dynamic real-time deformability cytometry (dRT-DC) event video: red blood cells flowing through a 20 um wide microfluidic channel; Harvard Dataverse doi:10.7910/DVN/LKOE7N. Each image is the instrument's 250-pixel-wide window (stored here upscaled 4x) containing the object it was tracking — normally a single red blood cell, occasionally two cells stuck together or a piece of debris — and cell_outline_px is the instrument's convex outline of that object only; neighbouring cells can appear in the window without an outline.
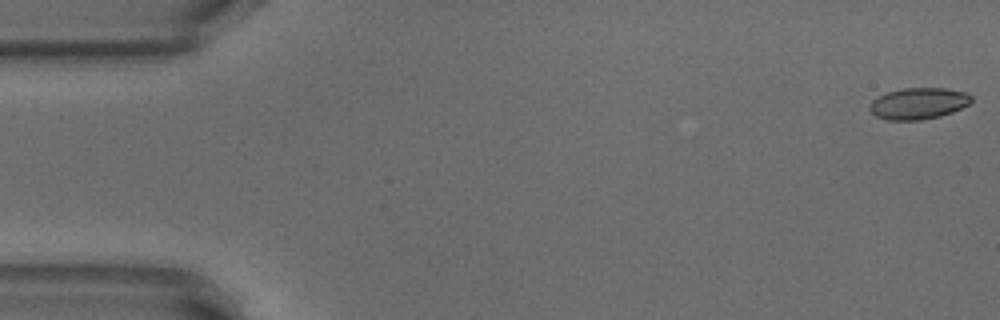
{"species": "common noctule bat (a hibernating species)", "species_latin": "Nyctalus noctula", "temperature_condition": "warm", "stored_images_in_passage": 52, "camera_frame_rate_fps": 3000, "um_per_image_px": 0.085, "animal": {"sex": "male", "body_mass_g": 18.8}, "frame": {"image": 1, "passage_image": 1, "time_ms": 0.0, "image_size_px": [1000, 320], "cell_outline_px": [[972, 100], [968, 104], [952, 112], [940, 116], [920, 120], [884, 120], [876, 116], [868, 108], [868, 104], [872, 100], [888, 92], [904, 88], [944, 88], [968, 92], [972, 96]], "centroid_in_image_um": [78.06, 8.79], "position_along_channel_um": 6.9, "area_um2": 18.67}}
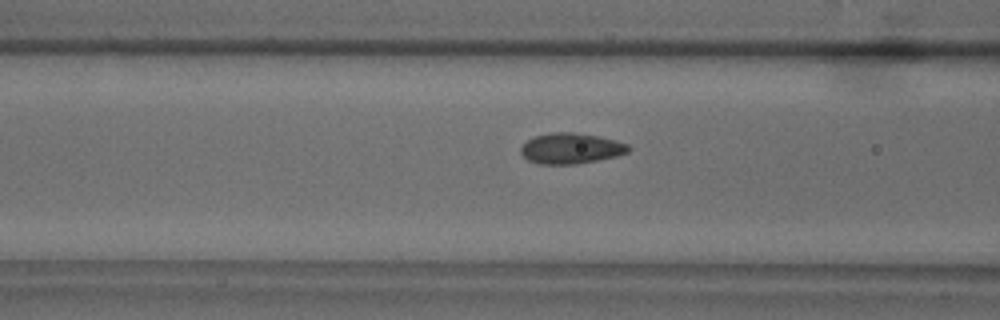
{"frame": {"image": 2, "passage_image": 20, "time_ms": 6.333, "image_size_px": [1000, 320], "cell_outline_px": [[632, 148], [628, 152], [616, 156], [576, 164], [540, 164], [528, 160], [520, 152], [520, 148], [532, 136], [552, 132], [572, 132], [600, 136], [628, 144]], "centroid_in_image_um": [48.52, 12.6], "position_along_channel_um": 118.1, "area_um2": 19.25}}
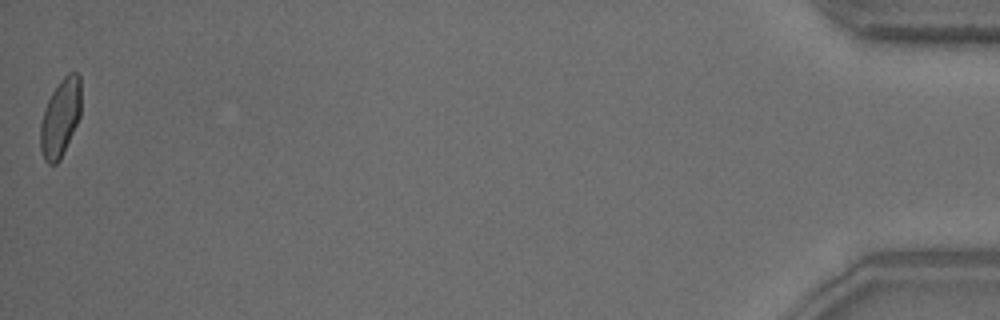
{"frame": {"image": 3, "passage_image": 52, "time_ms": 17.0, "image_size_px": [1000, 320], "cell_outline_px": [[80, 116], [60, 160], [56, 164], [48, 164], [44, 160], [40, 148], [40, 124], [44, 108], [52, 92], [60, 80], [68, 72], [76, 72], [80, 76]], "centroid_in_image_um": [5.11, 10.01], "position_along_channel_um": 430.1, "area_um2": 18.44}, "authors_computed_cell_mechanics": {"area_um2": 18.8139, "velocity_mm_per_s": 3.8486, "shape_relaxation_time_tau1_ms": 3.5408, "shape_relaxation_time_tau2_ms": null, "deformation_change_tau1": 0.1175, "deformation_change_tau2": null}}